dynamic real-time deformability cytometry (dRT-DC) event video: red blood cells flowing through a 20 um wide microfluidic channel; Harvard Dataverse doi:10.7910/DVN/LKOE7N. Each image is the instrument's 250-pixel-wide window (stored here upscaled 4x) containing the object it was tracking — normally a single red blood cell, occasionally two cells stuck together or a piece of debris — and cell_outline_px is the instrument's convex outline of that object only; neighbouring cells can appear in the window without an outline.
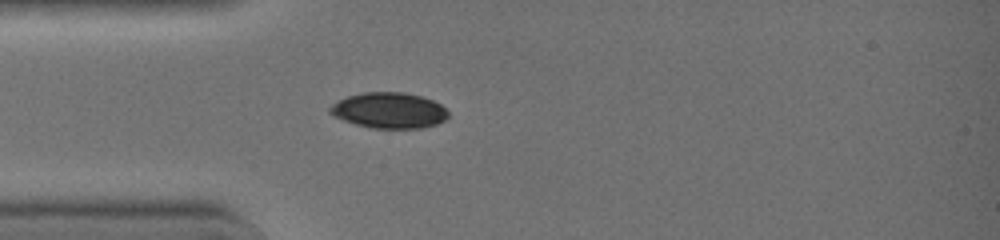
{"species": "common noctule bat (a hibernating species)", "species_latin": "Nyctalus noctula", "temperature_condition": "warm", "stored_images_in_passage": 32, "camera_frame_rate_fps": 3000, "um_per_image_px": 0.085, "animal": {"sex": "female", "body_mass_g": 19.0, "forearm_length_mm": 51.5}, "frame": {"image": 1, "passage_image": 1, "time_ms": 0.0, "image_size_px": [1000, 240], "cell_outline_px": [[448, 116], [444, 120], [436, 124], [420, 128], [372, 128], [356, 124], [344, 120], [328, 112], [328, 108], [332, 104], [348, 96], [364, 92], [404, 92], [420, 96], [432, 100], [440, 104], [448, 112]], "centroid_in_image_um": [33.07, 9.38], "position_along_channel_um": 51.9, "area_um2": 24.39}}
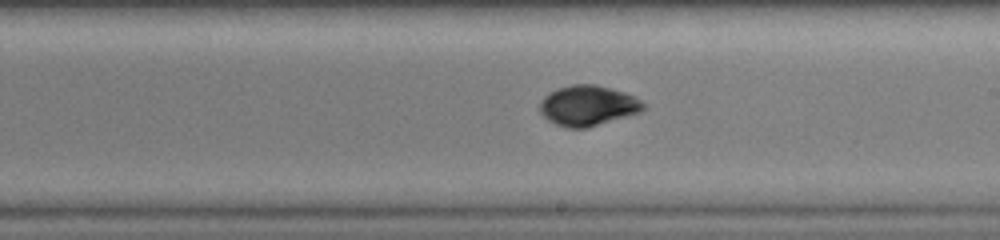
{"frame": {"image": 2, "passage_image": 14, "time_ms": 4.333, "image_size_px": [1000, 240], "cell_outline_px": [[644, 108], [640, 112], [588, 128], [568, 128], [556, 124], [548, 120], [540, 112], [540, 104], [544, 96], [548, 92], [556, 88], [572, 84], [596, 84], [624, 92], [636, 96], [644, 104]], "centroid_in_image_um": [49.96, 8.97], "position_along_channel_um": 239.0, "area_um2": 24.39}}
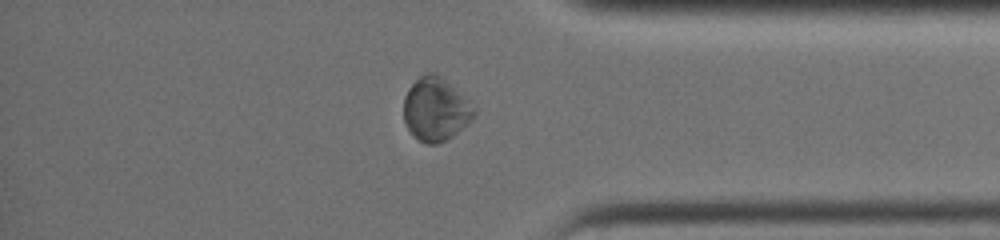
{"frame": {"image": 3, "passage_image": 25, "time_ms": 8.0, "image_size_px": [1000, 240], "cell_outline_px": [[476, 112], [472, 120], [468, 124], [452, 136], [436, 144], [428, 144], [412, 136], [404, 124], [404, 96], [408, 88], [424, 72], [432, 72], [440, 76], [476, 108]], "centroid_in_image_um": [37.0, 9.3], "position_along_channel_um": 398.2, "area_um2": 25.84}, "authors_computed_cell_mechanics": {"area_um2": 24.3916, "velocity_mm_per_s": 4.4521, "shape_relaxation_time_tau1_ms": 1.6994, "shape_relaxation_time_tau2_ms": 3.9516, "deformation_change_tau1": 0.1006, "deformation_change_tau2": 0.0503}}